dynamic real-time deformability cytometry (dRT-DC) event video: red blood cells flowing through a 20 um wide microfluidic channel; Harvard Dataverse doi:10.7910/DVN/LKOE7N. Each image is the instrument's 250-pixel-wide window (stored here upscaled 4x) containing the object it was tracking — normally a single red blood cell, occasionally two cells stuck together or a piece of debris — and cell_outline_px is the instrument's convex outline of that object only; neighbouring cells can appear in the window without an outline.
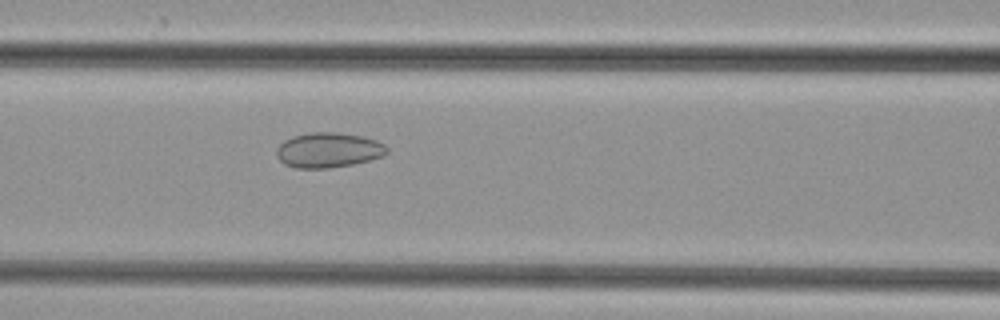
{"species": "common noctule bat (a hibernating species)", "species_latin": "Nyctalus noctula", "temperature_condition": "cold", "stored_images_in_passage": 35, "camera_frame_rate_fps": 3000, "um_per_image_px": 0.085, "animal": {"sex": "female", "body_mass_g": 29.2, "forearm_length_mm": 56.3}, "frame": {"image": 1, "passage_image": 12, "time_ms": 3.667, "image_size_px": [1000, 320], "cell_outline_px": [[388, 152], [384, 156], [352, 164], [328, 168], [296, 168], [284, 164], [276, 156], [276, 148], [284, 140], [292, 136], [308, 132], [336, 132], [364, 136], [376, 140], [384, 144], [388, 148]], "centroid_in_image_um": [27.9, 12.75], "position_along_channel_um": 138.7, "area_um2": 22.72}}
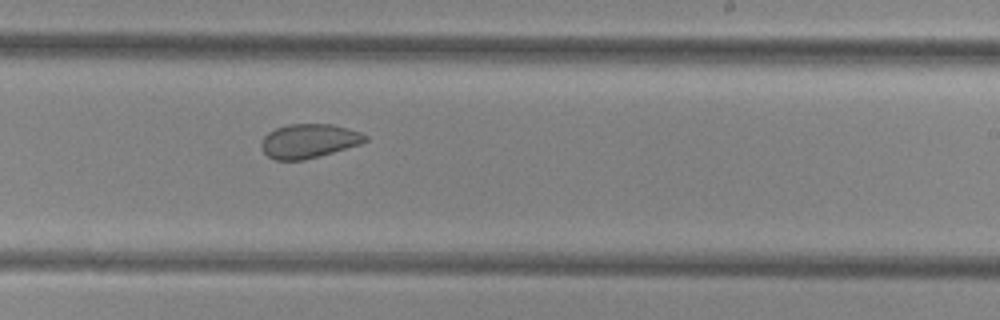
{"frame": {"image": 2, "passage_image": 21, "time_ms": 6.667, "image_size_px": [1000, 320], "cell_outline_px": [[368, 140], [360, 144], [320, 156], [304, 160], [276, 160], [268, 156], [264, 152], [260, 144], [264, 136], [268, 132], [276, 128], [288, 124], [332, 124], [360, 132], [368, 136]], "centroid_in_image_um": [26.25, 11.98], "position_along_channel_um": 262.8, "area_um2": 20.63}}
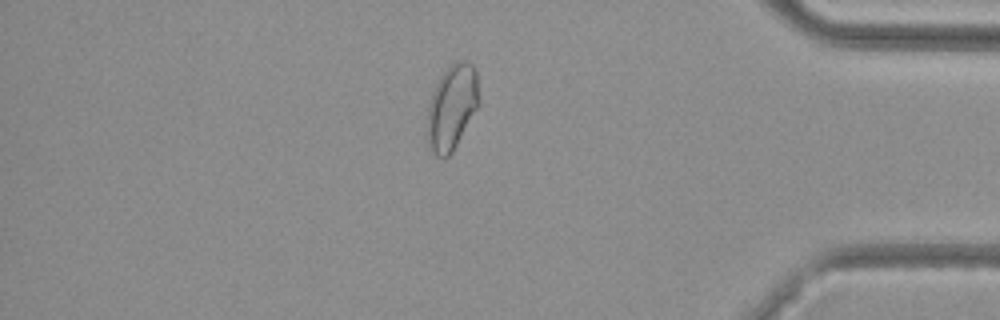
{"frame": {"image": 3, "passage_image": 33, "time_ms": 10.667, "image_size_px": [1000, 320], "cell_outline_px": [[480, 104], [452, 152], [444, 160], [436, 156], [428, 148], [428, 108], [432, 92], [440, 76], [456, 60], [464, 60], [472, 64], [476, 68], [480, 100]], "centroid_in_image_um": [38.43, 9.11], "position_along_channel_um": 396.8, "area_um2": 25.84}}